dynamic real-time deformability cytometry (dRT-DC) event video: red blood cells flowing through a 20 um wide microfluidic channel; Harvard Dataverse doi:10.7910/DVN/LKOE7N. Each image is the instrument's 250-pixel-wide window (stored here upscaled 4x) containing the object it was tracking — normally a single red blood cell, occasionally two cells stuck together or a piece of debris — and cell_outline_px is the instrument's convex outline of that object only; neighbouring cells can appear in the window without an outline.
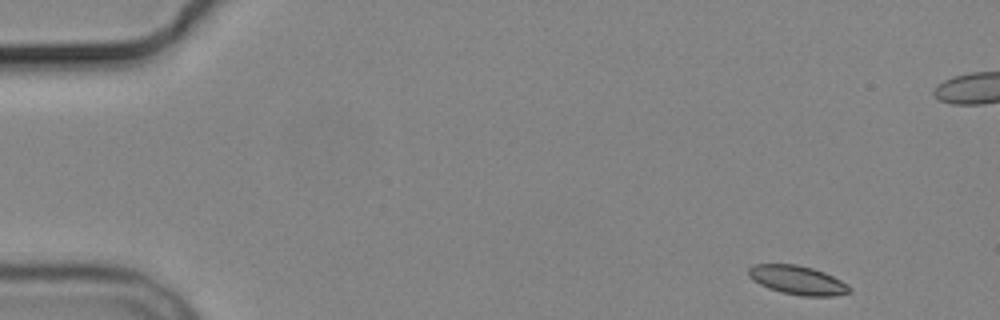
{"species": "common noctule bat (a hibernating species)", "species_latin": "Nyctalus noctula", "temperature_condition": "cold", "stored_images_in_passage": 5, "camera_frame_rate_fps": 3000, "um_per_image_px": 0.085, "animal": {"sex": "male", "body_mass_g": 19.2, "forearm_length_mm": 51.8}, "frame": {"image": 1, "passage_image": 1, "time_ms": 0.0, "image_size_px": [1000, 320], "cell_outline_px": [[852, 292], [832, 296], [800, 296], [768, 288], [752, 280], [748, 276], [748, 268], [752, 264], [796, 264], [812, 268], [824, 272], [848, 284], [852, 288]], "centroid_in_image_um": [67.79, 23.81], "position_along_channel_um": 17.2, "area_um2": 17.05}}